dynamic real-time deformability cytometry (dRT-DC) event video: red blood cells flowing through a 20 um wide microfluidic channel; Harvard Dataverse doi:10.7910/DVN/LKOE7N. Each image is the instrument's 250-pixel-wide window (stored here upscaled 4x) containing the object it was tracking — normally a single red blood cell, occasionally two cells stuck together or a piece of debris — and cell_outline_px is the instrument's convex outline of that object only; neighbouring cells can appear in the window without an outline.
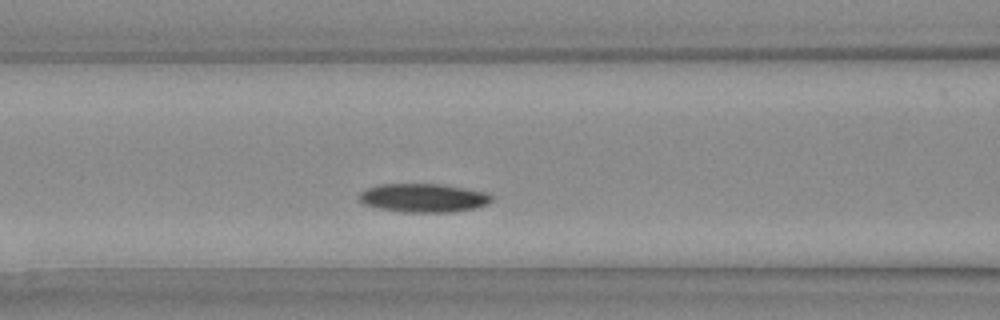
{"species": "Egyptian fruit bat (a non-hibernating species)", "species_latin": "Rousettus aegyptiacus", "temperature_condition": "warm", "stored_images_in_passage": 22, "camera_frame_rate_fps": 3000, "um_per_image_px": 0.085, "animal": {"sex": "female"}, "frame": {"image": 1, "passage_image": 7, "time_ms": 2.0, "image_size_px": [1000, 320], "cell_outline_px": [[492, 200], [484, 204], [472, 208], [452, 212], [400, 212], [380, 208], [364, 204], [360, 200], [360, 192], [368, 188], [380, 184], [440, 184], [484, 192], [492, 196]], "centroid_in_image_um": [35.95, 16.82], "position_along_channel_um": 130.7, "area_um2": 21.68}}